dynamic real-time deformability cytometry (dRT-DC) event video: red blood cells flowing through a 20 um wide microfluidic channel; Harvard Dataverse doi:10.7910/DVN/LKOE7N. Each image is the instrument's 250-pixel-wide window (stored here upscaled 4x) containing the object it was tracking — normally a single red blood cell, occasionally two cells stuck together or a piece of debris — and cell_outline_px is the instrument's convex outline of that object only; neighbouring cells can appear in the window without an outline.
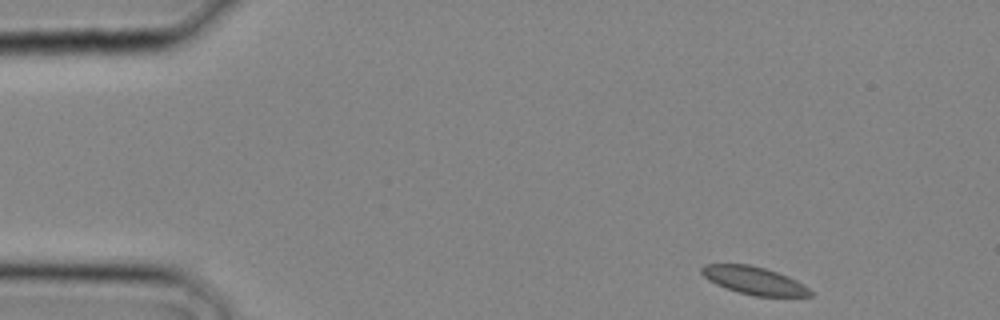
{"species": "common noctule bat (a hibernating species)", "species_latin": "Nyctalus noctula", "temperature_condition": "cold", "stored_images_in_passage": 17, "camera_frame_rate_fps": 3000, "um_per_image_px": 0.085, "animal": {"sex": "male", "body_mass_g": 20.4}, "frame": {"image": 1, "passage_image": 1, "time_ms": 0.0, "image_size_px": [1000, 320], "cell_outline_px": [[812, 296], [756, 296], [740, 292], [716, 284], [708, 280], [700, 272], [700, 268], [704, 264], [748, 264], [764, 268], [788, 276], [804, 284], [812, 292]], "centroid_in_image_um": [64.09, 23.83], "position_along_channel_um": 20.9, "area_um2": 17.4}}
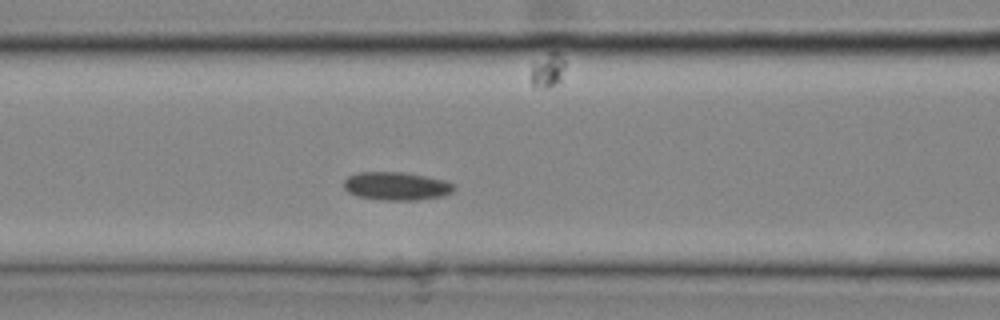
{"frame": {"image": 2, "passage_image": 10, "time_ms": 3.0, "image_size_px": [1000, 320], "cell_outline_px": [[456, 188], [452, 192], [440, 196], [416, 200], [380, 200], [360, 196], [348, 192], [344, 188], [344, 180], [348, 176], [356, 172], [400, 172], [424, 176], [444, 180], [452, 184]], "centroid_in_image_um": [33.66, 15.81], "position_along_channel_um": 132.9, "area_um2": 17.92}}
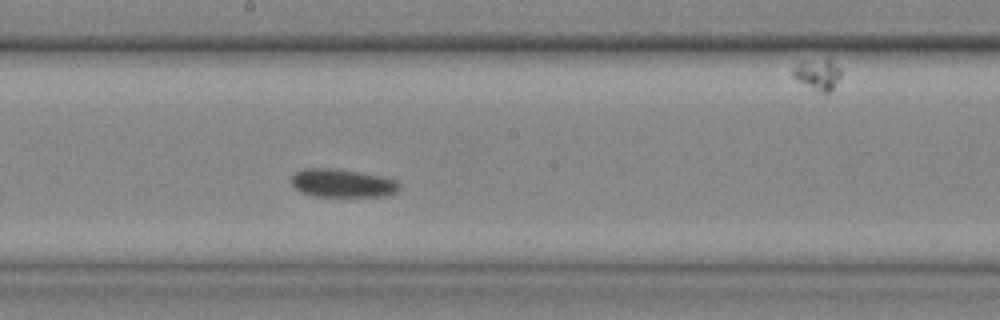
{"frame": {"image": 3, "passage_image": 14, "time_ms": 4.333, "image_size_px": [1000, 320], "cell_outline_px": [[400, 188], [396, 192], [384, 196], [312, 196], [300, 192], [292, 184], [292, 176], [296, 172], [304, 168], [332, 168], [360, 172], [384, 176], [396, 180], [400, 184]], "centroid_in_image_um": [29.12, 15.56], "position_along_channel_um": 219.1, "area_um2": 17.86}}